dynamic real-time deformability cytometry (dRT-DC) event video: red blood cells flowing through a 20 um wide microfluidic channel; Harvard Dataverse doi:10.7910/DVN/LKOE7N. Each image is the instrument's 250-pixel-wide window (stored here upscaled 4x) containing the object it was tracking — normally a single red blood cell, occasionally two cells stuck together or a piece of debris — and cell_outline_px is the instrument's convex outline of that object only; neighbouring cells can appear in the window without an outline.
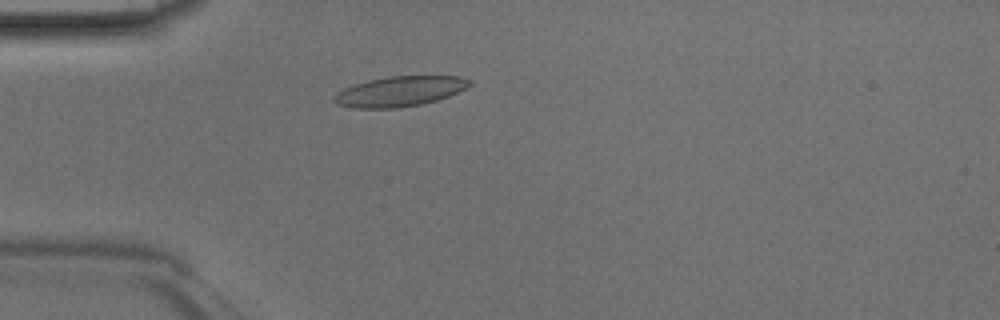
{"species": "Egyptian fruit bat (a non-hibernating species)", "species_latin": "Rousettus aegyptiacus", "temperature_condition": "room temperature", "stored_images_in_passage": 42, "camera_frame_rate_fps": 3000, "um_per_image_px": 0.085, "animal": {"sex": "male"}, "frame": {"image": 1, "passage_image": 9, "time_ms": 2.667, "image_size_px": [1000, 320], "cell_outline_px": [[472, 84], [448, 96], [436, 100], [420, 104], [396, 108], [352, 108], [336, 104], [332, 100], [332, 96], [336, 92], [344, 88], [368, 80], [388, 76], [460, 76], [472, 80]], "centroid_in_image_um": [33.93, 7.76], "position_along_channel_um": 51.1, "area_um2": 23.76}}
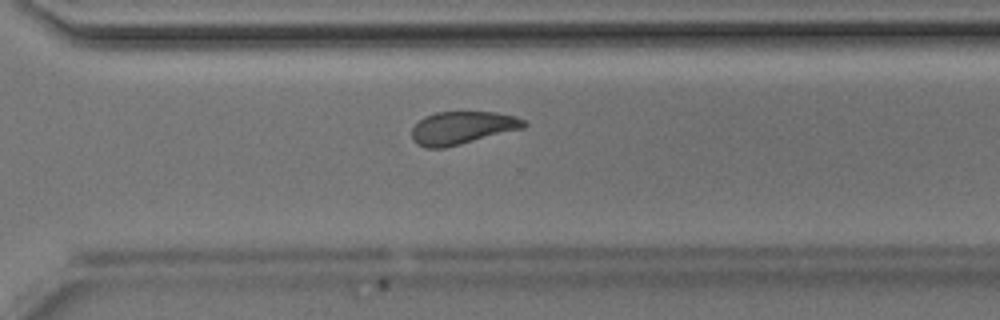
{"frame": {"image": 2, "passage_image": 29, "time_ms": 9.333, "image_size_px": [1000, 320], "cell_outline_px": [[528, 124], [524, 128], [444, 148], [424, 148], [416, 144], [412, 140], [412, 128], [424, 116], [436, 112], [496, 112], [516, 116], [524, 120]], "centroid_in_image_um": [39.28, 10.86], "position_along_channel_um": 331.3, "area_um2": 21.5}}
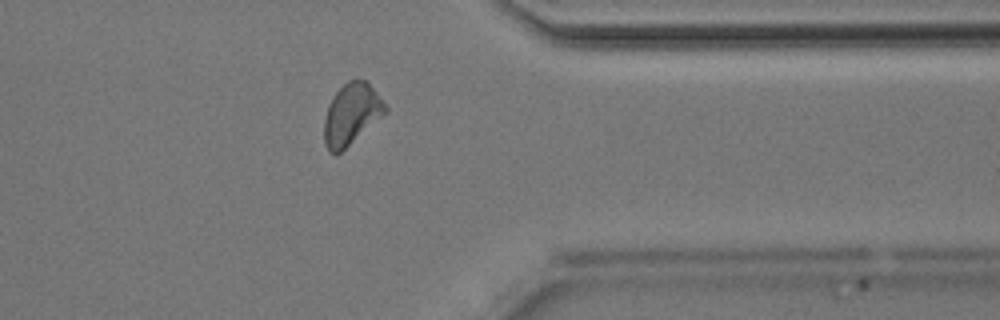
{"frame": {"image": 3, "passage_image": 33, "time_ms": 10.667, "image_size_px": [1000, 320], "cell_outline_px": [[388, 108], [380, 116], [336, 156], [328, 152], [324, 140], [324, 120], [328, 104], [332, 96], [348, 80], [368, 80]], "centroid_in_image_um": [29.82, 9.69], "position_along_channel_um": 381.6, "area_um2": 21.39}}